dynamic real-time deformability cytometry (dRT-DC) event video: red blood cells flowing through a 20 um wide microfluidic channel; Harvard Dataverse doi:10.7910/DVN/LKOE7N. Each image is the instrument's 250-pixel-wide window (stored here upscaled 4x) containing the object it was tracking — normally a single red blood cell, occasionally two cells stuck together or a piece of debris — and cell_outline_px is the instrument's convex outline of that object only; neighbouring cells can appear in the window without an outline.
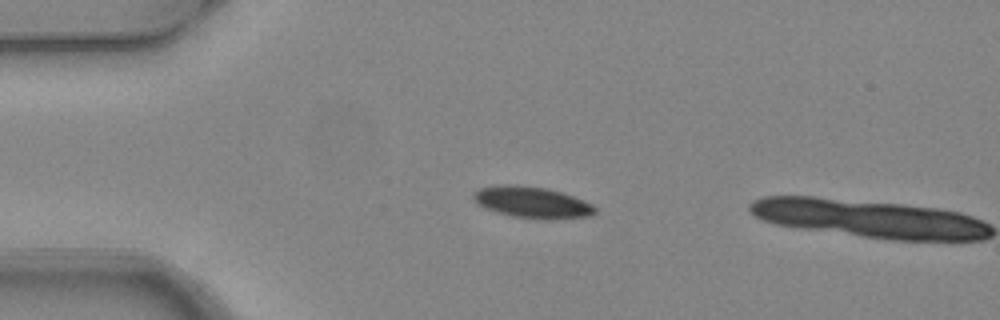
{"species": "common noctule bat (a hibernating species)", "species_latin": "Nyctalus noctula", "temperature_condition": "warm", "stored_images_in_passage": 2, "camera_frame_rate_fps": 3000, "um_per_image_px": 0.085, "animal": {"sex": "female", "body_mass_g": 24.6, "forearm_length_mm": 56.2}, "frame": {"image": 1, "passage_image": 1, "time_ms": 0.0, "image_size_px": [1000, 320], "cell_outline_px": [[596, 212], [588, 216], [552, 220], [544, 220], [512, 216], [496, 212], [484, 208], [476, 204], [472, 200], [472, 192], [476, 188], [496, 184], [516, 184], [548, 188], [572, 196], [592, 204], [596, 208]], "centroid_in_image_um": [45.14, 17.19], "position_along_channel_um": 39.9, "area_um2": 22.77}}